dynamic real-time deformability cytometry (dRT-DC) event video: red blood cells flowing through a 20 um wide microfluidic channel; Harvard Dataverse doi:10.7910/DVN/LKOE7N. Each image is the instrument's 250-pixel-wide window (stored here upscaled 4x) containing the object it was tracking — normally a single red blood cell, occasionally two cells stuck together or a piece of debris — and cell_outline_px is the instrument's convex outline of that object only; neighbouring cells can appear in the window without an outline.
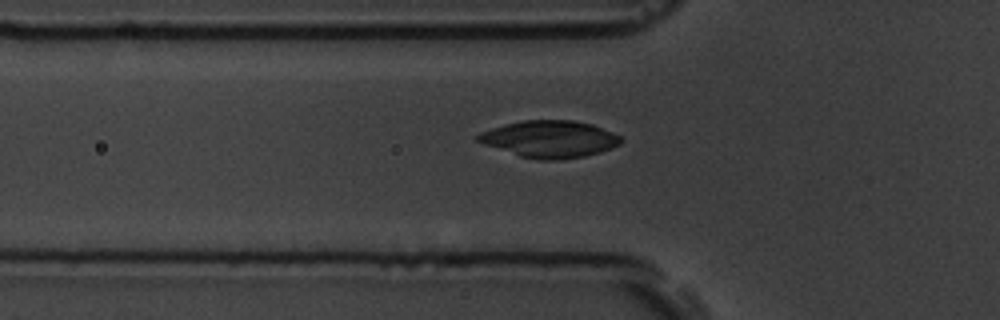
{"species": "common noctule bat (a hibernating species)", "species_latin": "Nyctalus noctula", "temperature_condition": "room temperature", "stored_images_in_passage": 8, "segment_of_instrument_passage": [2, 2], "camera_frame_rate_fps": 3000, "um_per_image_px": 0.085, "animal": {"sex": "male", "body_mass_g": 19.5, "forearm_length_mm": 54.6}, "frame": {"image": 1, "passage_image": 8, "time_ms": 8.333, "image_size_px": [1000, 320], "cell_outline_px": [[624, 140], [620, 144], [600, 152], [584, 156], [560, 160], [540, 160], [520, 156], [484, 144], [476, 140], [476, 136], [480, 132], [504, 124], [524, 120], [572, 120], [592, 124], [612, 132], [620, 136]], "centroid_in_image_um": [46.73, 11.82], "position_along_channel_um": 79.1, "area_um2": 30.69}}